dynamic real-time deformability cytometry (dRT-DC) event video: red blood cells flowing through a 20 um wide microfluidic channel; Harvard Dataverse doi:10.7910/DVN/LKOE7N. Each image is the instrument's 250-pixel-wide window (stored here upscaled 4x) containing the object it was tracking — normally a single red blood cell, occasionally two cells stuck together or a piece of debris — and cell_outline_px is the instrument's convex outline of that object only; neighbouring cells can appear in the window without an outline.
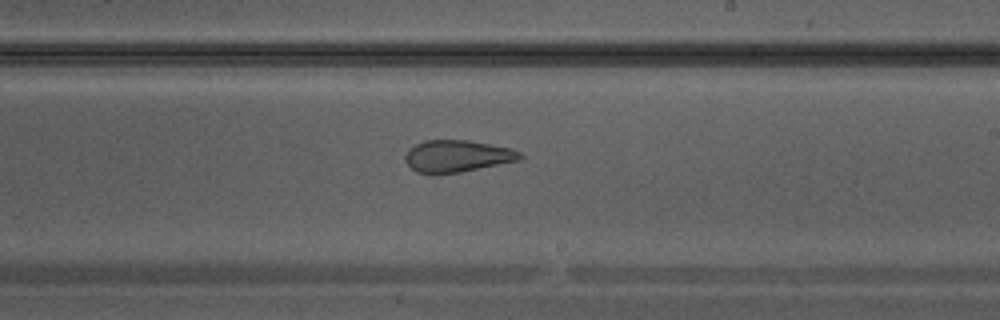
{"species": "Egyptian fruit bat (a non-hibernating species)", "species_latin": "Rousettus aegyptiacus", "temperature_condition": "warm", "stored_images_in_passage": 25, "camera_frame_rate_fps": 3000, "um_per_image_px": 0.085, "animal": {"sex": "male"}, "frame": {"image": 1, "passage_image": 11, "time_ms": 3.333, "image_size_px": [1000, 320], "cell_outline_px": [[524, 156], [520, 160], [460, 172], [416, 172], [404, 160], [404, 156], [408, 148], [424, 140], [468, 140], [508, 148], [520, 152]], "centroid_in_image_um": [38.84, 13.25], "position_along_channel_um": 250.2, "area_um2": 20.98}}